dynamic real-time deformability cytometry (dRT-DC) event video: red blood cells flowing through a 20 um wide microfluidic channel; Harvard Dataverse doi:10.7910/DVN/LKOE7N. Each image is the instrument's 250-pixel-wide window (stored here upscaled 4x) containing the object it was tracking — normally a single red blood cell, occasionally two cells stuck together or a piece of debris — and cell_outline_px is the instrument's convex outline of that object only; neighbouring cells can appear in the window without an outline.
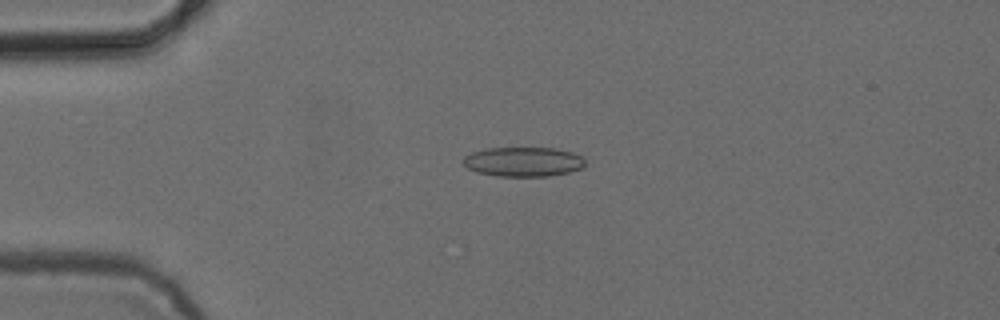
{"species": "common noctule bat (a hibernating species)", "species_latin": "Nyctalus noctula", "temperature_condition": "cold", "stored_images_in_passage": 49, "camera_frame_rate_fps": 3000, "um_per_image_px": 0.085, "animal": {"sex": "female", "body_mass_g": 24.6, "forearm_length_mm": 56.2}, "frame": {"image": 1, "passage_image": 9, "time_ms": 2.667, "image_size_px": [1000, 320], "cell_outline_px": [[584, 168], [568, 172], [548, 176], [496, 176], [476, 172], [468, 168], [460, 160], [464, 156], [472, 152], [484, 148], [556, 148], [572, 152], [580, 156], [584, 160]], "centroid_in_image_um": [44.44, 13.75], "position_along_channel_um": 40.6, "area_um2": 21.1}}
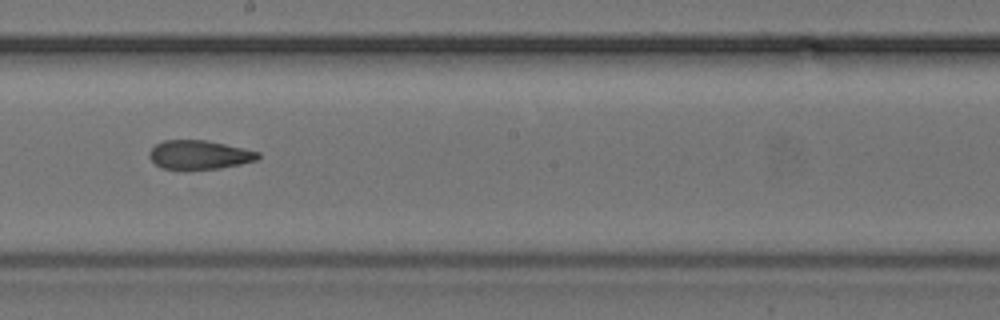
{"frame": {"image": 2, "passage_image": 26, "time_ms": 8.333, "image_size_px": [1000, 320], "cell_outline_px": [[260, 156], [256, 160], [240, 164], [220, 168], [184, 172], [160, 168], [148, 156], [148, 152], [156, 144], [164, 140], [208, 140], [244, 148], [260, 152]], "centroid_in_image_um": [16.9, 13.19], "position_along_channel_um": 231.3, "area_um2": 18.96}}
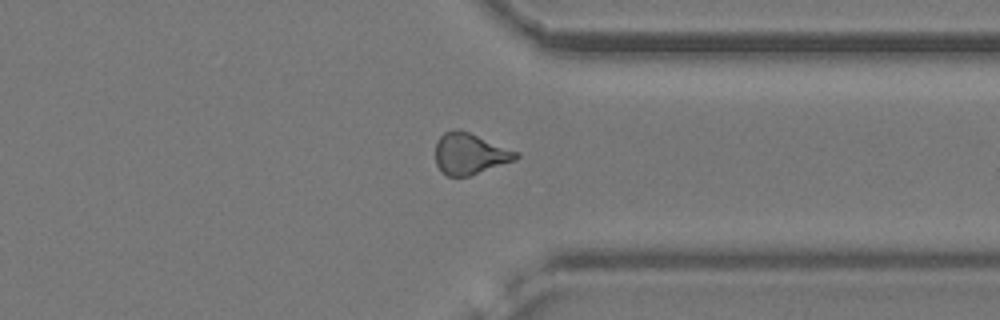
{"frame": {"image": 3, "passage_image": 37, "time_ms": 12.0, "image_size_px": [1000, 320], "cell_outline_px": [[520, 156], [516, 160], [468, 176], [448, 176], [440, 172], [436, 164], [436, 140], [444, 132], [456, 128], [468, 132], [520, 152]], "centroid_in_image_um": [39.93, 13.07], "position_along_channel_um": 371.5, "area_um2": 19.42}, "authors_computed_cell_mechanics": {"area_um2": 19.4208, "velocity_mm_per_s": 3.8847, "shape_relaxation_time_tau1_ms": null, "shape_relaxation_time_tau2_ms": 3.2539, "deformation_change_tau1": null, "deformation_change_tau2": 0.1127}}